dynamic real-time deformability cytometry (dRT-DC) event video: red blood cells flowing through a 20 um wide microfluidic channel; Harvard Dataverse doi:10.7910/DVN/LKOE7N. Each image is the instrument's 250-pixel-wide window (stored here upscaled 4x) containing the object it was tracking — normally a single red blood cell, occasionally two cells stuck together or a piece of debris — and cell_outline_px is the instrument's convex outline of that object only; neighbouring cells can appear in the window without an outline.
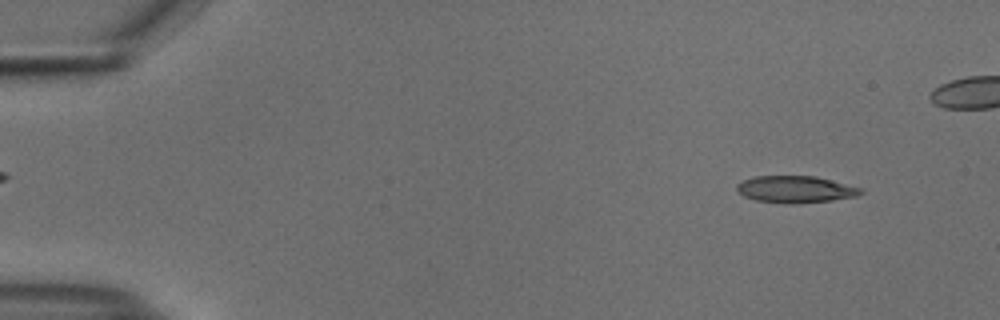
{"species": "common noctule bat (a hibernating species)", "species_latin": "Nyctalus noctula", "temperature_condition": "cold", "stored_images_in_passage": 48, "camera_frame_rate_fps": 3000, "um_per_image_px": 0.085, "animal": {"sex": "male", "body_mass_g": 18.8}, "frame": {"image": 1, "passage_image": 4, "time_ms": 1.0, "image_size_px": [1000, 320], "cell_outline_px": [[864, 192], [856, 196], [832, 200], [800, 204], [788, 204], [756, 200], [744, 196], [736, 192], [736, 184], [744, 180], [756, 176], [816, 176], [864, 188]], "centroid_in_image_um": [67.63, 16.1], "position_along_channel_um": 17.4, "area_um2": 19.65}}
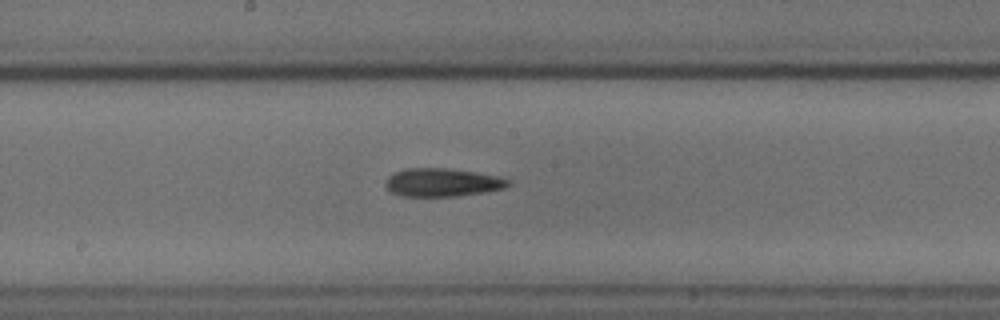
{"frame": {"image": 2, "passage_image": 28, "time_ms": 9.0, "image_size_px": [1000, 320], "cell_outline_px": [[512, 184], [504, 188], [488, 192], [456, 196], [400, 196], [384, 188], [384, 180], [392, 172], [404, 168], [448, 168], [476, 172], [500, 176], [512, 180]], "centroid_in_image_um": [37.59, 15.5], "position_along_channel_um": 210.6, "area_um2": 20.75}}
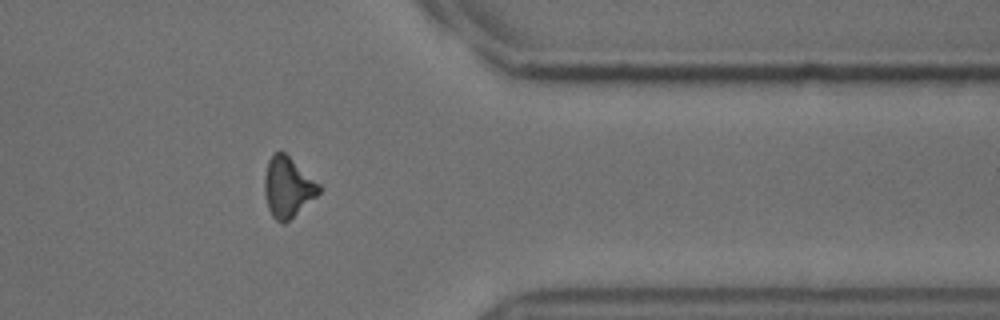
{"frame": {"image": 3, "passage_image": 43, "time_ms": 14.0, "image_size_px": [1000, 320], "cell_outline_px": [[324, 188], [316, 196], [284, 224], [276, 220], [272, 216], [268, 208], [264, 192], [264, 176], [268, 160], [276, 152], [284, 152], [320, 184]], "centroid_in_image_um": [24.46, 15.91], "position_along_channel_um": 386.9, "area_um2": 18.96}}